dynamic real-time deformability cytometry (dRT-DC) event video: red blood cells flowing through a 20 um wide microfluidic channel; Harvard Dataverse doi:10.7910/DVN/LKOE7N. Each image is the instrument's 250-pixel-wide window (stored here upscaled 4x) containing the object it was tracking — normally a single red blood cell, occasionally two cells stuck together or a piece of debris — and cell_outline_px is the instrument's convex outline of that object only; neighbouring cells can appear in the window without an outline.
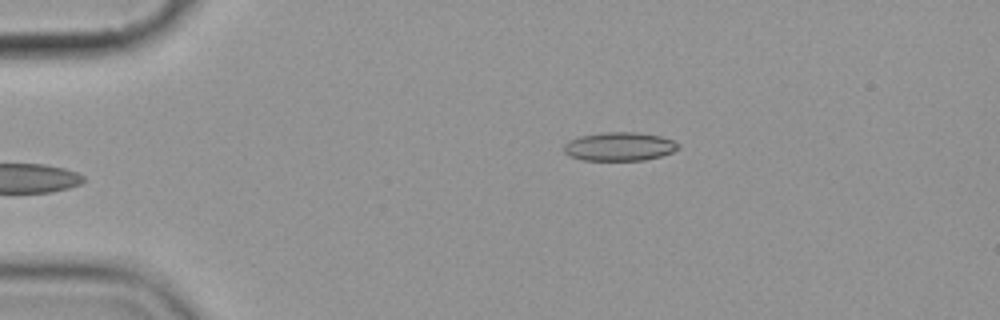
{"species": "common noctule bat (a hibernating species)", "species_latin": "Nyctalus noctula", "temperature_condition": "cold", "stored_images_in_passage": 6, "camera_frame_rate_fps": 3000, "um_per_image_px": 0.085, "animal": {"sex": "female", "body_mass_g": 19.9}, "frame": {"image": 1, "passage_image": 6, "time_ms": 6.667, "image_size_px": [1000, 320], "cell_outline_px": [[680, 148], [672, 152], [660, 156], [644, 160], [584, 160], [568, 156], [564, 152], [564, 144], [580, 136], [604, 132], [640, 132], [660, 136], [672, 140], [680, 144]], "centroid_in_image_um": [52.67, 12.45], "position_along_channel_um": 32.3, "area_um2": 19.07}}